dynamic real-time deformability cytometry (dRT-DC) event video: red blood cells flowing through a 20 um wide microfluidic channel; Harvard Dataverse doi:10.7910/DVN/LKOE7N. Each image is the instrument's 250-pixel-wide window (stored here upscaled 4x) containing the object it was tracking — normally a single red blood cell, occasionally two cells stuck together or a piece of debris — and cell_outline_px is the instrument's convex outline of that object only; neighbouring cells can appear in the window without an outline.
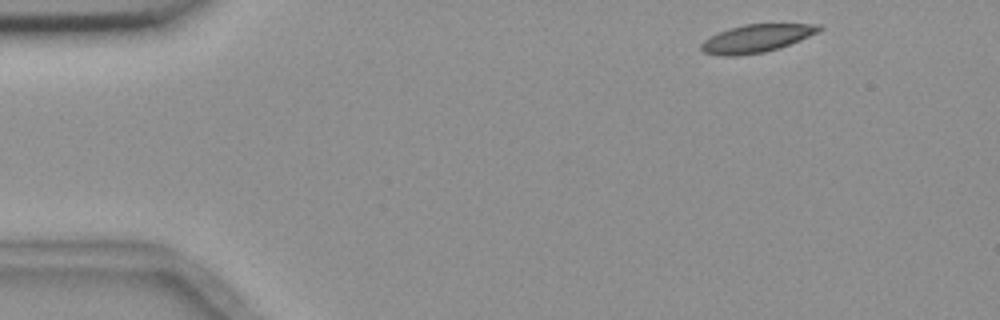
{"species": "common noctule bat (a hibernating species)", "species_latin": "Nyctalus noctula", "temperature_condition": "room temperature", "stored_images_in_passage": 4, "camera_frame_rate_fps": 3000, "um_per_image_px": 0.085, "animal": {"sex": "female", "body_mass_g": 18.4}, "frame": {"image": 1, "passage_image": 1, "time_ms": 0.0, "image_size_px": [1000, 320], "cell_outline_px": [[824, 28], [800, 40], [780, 48], [764, 52], [732, 56], [724, 56], [704, 52], [700, 48], [700, 44], [704, 40], [728, 28], [744, 24], [820, 24]], "centroid_in_image_um": [64.3, 3.26], "position_along_channel_um": 20.7, "area_um2": 18.96}}
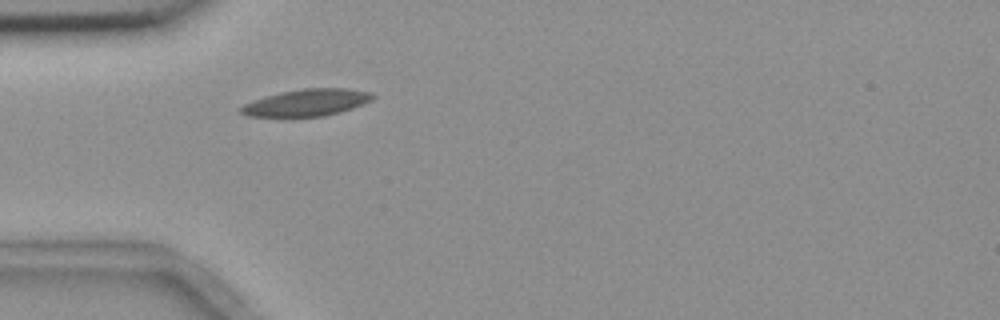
{"frame": {"image": 2, "passage_image": 4, "time_ms": 3.333, "image_size_px": [1000, 320], "cell_outline_px": [[376, 96], [372, 100], [352, 108], [340, 112], [324, 116], [248, 116], [240, 112], [240, 108], [244, 104], [264, 96], [280, 92], [300, 88], [348, 88], [372, 92]], "centroid_in_image_um": [26.11, 8.7], "position_along_channel_um": 58.9, "area_um2": 20.63}}